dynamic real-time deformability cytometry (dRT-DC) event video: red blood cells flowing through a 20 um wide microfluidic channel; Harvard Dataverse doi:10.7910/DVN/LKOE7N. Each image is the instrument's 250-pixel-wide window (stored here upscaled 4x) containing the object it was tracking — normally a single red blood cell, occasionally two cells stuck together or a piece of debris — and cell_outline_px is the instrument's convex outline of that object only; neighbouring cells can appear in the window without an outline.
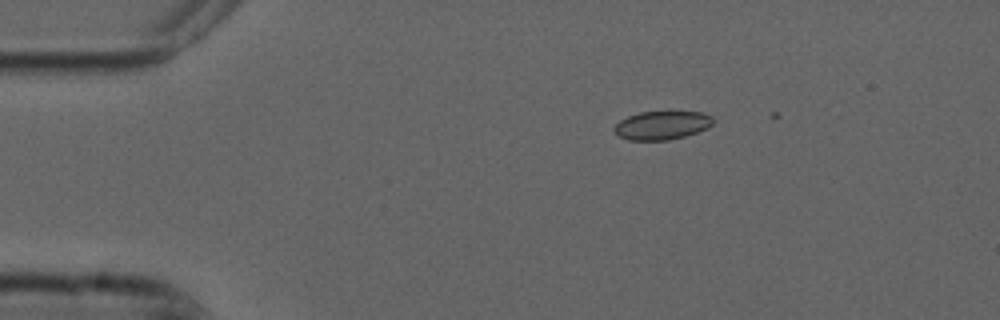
{"species": "common noctule bat (a hibernating species)", "species_latin": "Nyctalus noctula", "temperature_condition": "cold", "stored_images_in_passage": 4, "camera_frame_rate_fps": 3000, "um_per_image_px": 0.085, "animal": {"sex": "male", "forearm_length_mm": 52.5}, "frame": {"image": 1, "passage_image": 1, "time_ms": 0.0, "image_size_px": [1000, 320], "cell_outline_px": [[716, 120], [708, 128], [684, 136], [668, 140], [628, 140], [620, 136], [612, 128], [620, 120], [628, 116], [640, 112], [704, 112], [712, 116]], "centroid_in_image_um": [56.29, 10.64], "position_along_channel_um": 28.7, "area_um2": 16.42}}